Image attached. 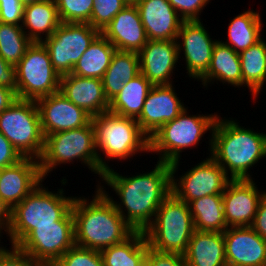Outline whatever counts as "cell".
I'll return each instance as SVG.
<instances>
[{
	"mask_svg": "<svg viewBox=\"0 0 266 266\" xmlns=\"http://www.w3.org/2000/svg\"><path fill=\"white\" fill-rule=\"evenodd\" d=\"M91 122L95 131L98 176L100 178L103 172L111 169L110 160H120L121 162L131 159L139 153L140 156L141 153H149V137L140 129L136 119L119 116L108 111L92 117ZM103 156L106 160L103 159Z\"/></svg>",
	"mask_w": 266,
	"mask_h": 266,
	"instance_id": "cell-4",
	"label": "cell"
},
{
	"mask_svg": "<svg viewBox=\"0 0 266 266\" xmlns=\"http://www.w3.org/2000/svg\"><path fill=\"white\" fill-rule=\"evenodd\" d=\"M261 20V14L253 8L243 11L228 24V40L220 41L237 53L248 49L263 38L261 32L264 24Z\"/></svg>",
	"mask_w": 266,
	"mask_h": 266,
	"instance_id": "cell-28",
	"label": "cell"
},
{
	"mask_svg": "<svg viewBox=\"0 0 266 266\" xmlns=\"http://www.w3.org/2000/svg\"><path fill=\"white\" fill-rule=\"evenodd\" d=\"M11 211L12 209L5 203V201L0 198V241H1V234H7L9 231V227L11 224ZM4 230V231H2Z\"/></svg>",
	"mask_w": 266,
	"mask_h": 266,
	"instance_id": "cell-45",
	"label": "cell"
},
{
	"mask_svg": "<svg viewBox=\"0 0 266 266\" xmlns=\"http://www.w3.org/2000/svg\"><path fill=\"white\" fill-rule=\"evenodd\" d=\"M120 51L139 52L148 38L136 5H127L100 32Z\"/></svg>",
	"mask_w": 266,
	"mask_h": 266,
	"instance_id": "cell-21",
	"label": "cell"
},
{
	"mask_svg": "<svg viewBox=\"0 0 266 266\" xmlns=\"http://www.w3.org/2000/svg\"><path fill=\"white\" fill-rule=\"evenodd\" d=\"M116 48L100 33L74 66L71 74L102 79Z\"/></svg>",
	"mask_w": 266,
	"mask_h": 266,
	"instance_id": "cell-31",
	"label": "cell"
},
{
	"mask_svg": "<svg viewBox=\"0 0 266 266\" xmlns=\"http://www.w3.org/2000/svg\"><path fill=\"white\" fill-rule=\"evenodd\" d=\"M225 118L218 115L215 121L208 141L209 155L231 180L254 179L250 170L266 158V133L247 129L236 119Z\"/></svg>",
	"mask_w": 266,
	"mask_h": 266,
	"instance_id": "cell-2",
	"label": "cell"
},
{
	"mask_svg": "<svg viewBox=\"0 0 266 266\" xmlns=\"http://www.w3.org/2000/svg\"><path fill=\"white\" fill-rule=\"evenodd\" d=\"M127 5H137L141 0H123Z\"/></svg>",
	"mask_w": 266,
	"mask_h": 266,
	"instance_id": "cell-48",
	"label": "cell"
},
{
	"mask_svg": "<svg viewBox=\"0 0 266 266\" xmlns=\"http://www.w3.org/2000/svg\"><path fill=\"white\" fill-rule=\"evenodd\" d=\"M18 99L37 100L60 90V75L51 64L49 51L40 42H32L15 66Z\"/></svg>",
	"mask_w": 266,
	"mask_h": 266,
	"instance_id": "cell-10",
	"label": "cell"
},
{
	"mask_svg": "<svg viewBox=\"0 0 266 266\" xmlns=\"http://www.w3.org/2000/svg\"><path fill=\"white\" fill-rule=\"evenodd\" d=\"M24 5L26 4H30V3H33V2H37V1H42V0H20Z\"/></svg>",
	"mask_w": 266,
	"mask_h": 266,
	"instance_id": "cell-49",
	"label": "cell"
},
{
	"mask_svg": "<svg viewBox=\"0 0 266 266\" xmlns=\"http://www.w3.org/2000/svg\"><path fill=\"white\" fill-rule=\"evenodd\" d=\"M148 243L143 231H135L122 243L100 251L104 266H136L145 256Z\"/></svg>",
	"mask_w": 266,
	"mask_h": 266,
	"instance_id": "cell-33",
	"label": "cell"
},
{
	"mask_svg": "<svg viewBox=\"0 0 266 266\" xmlns=\"http://www.w3.org/2000/svg\"><path fill=\"white\" fill-rule=\"evenodd\" d=\"M59 91L91 117L109 111L102 79L67 74L60 78Z\"/></svg>",
	"mask_w": 266,
	"mask_h": 266,
	"instance_id": "cell-22",
	"label": "cell"
},
{
	"mask_svg": "<svg viewBox=\"0 0 266 266\" xmlns=\"http://www.w3.org/2000/svg\"><path fill=\"white\" fill-rule=\"evenodd\" d=\"M74 245V216L70 210L56 225L37 226L17 247L40 266H52Z\"/></svg>",
	"mask_w": 266,
	"mask_h": 266,
	"instance_id": "cell-11",
	"label": "cell"
},
{
	"mask_svg": "<svg viewBox=\"0 0 266 266\" xmlns=\"http://www.w3.org/2000/svg\"><path fill=\"white\" fill-rule=\"evenodd\" d=\"M242 72V88L249 89L252 100H256L266 84V40L261 39L256 44L239 53Z\"/></svg>",
	"mask_w": 266,
	"mask_h": 266,
	"instance_id": "cell-29",
	"label": "cell"
},
{
	"mask_svg": "<svg viewBox=\"0 0 266 266\" xmlns=\"http://www.w3.org/2000/svg\"><path fill=\"white\" fill-rule=\"evenodd\" d=\"M23 158L9 140L0 132V169L14 165Z\"/></svg>",
	"mask_w": 266,
	"mask_h": 266,
	"instance_id": "cell-42",
	"label": "cell"
},
{
	"mask_svg": "<svg viewBox=\"0 0 266 266\" xmlns=\"http://www.w3.org/2000/svg\"><path fill=\"white\" fill-rule=\"evenodd\" d=\"M6 247L0 246V266H40L17 246L11 245L9 250Z\"/></svg>",
	"mask_w": 266,
	"mask_h": 266,
	"instance_id": "cell-39",
	"label": "cell"
},
{
	"mask_svg": "<svg viewBox=\"0 0 266 266\" xmlns=\"http://www.w3.org/2000/svg\"><path fill=\"white\" fill-rule=\"evenodd\" d=\"M204 26L201 20L183 21L176 38L178 59L182 56L181 60L186 62V73L197 81L207 72L218 41L211 38Z\"/></svg>",
	"mask_w": 266,
	"mask_h": 266,
	"instance_id": "cell-14",
	"label": "cell"
},
{
	"mask_svg": "<svg viewBox=\"0 0 266 266\" xmlns=\"http://www.w3.org/2000/svg\"><path fill=\"white\" fill-rule=\"evenodd\" d=\"M223 236L227 266H266V240L250 226L228 227Z\"/></svg>",
	"mask_w": 266,
	"mask_h": 266,
	"instance_id": "cell-19",
	"label": "cell"
},
{
	"mask_svg": "<svg viewBox=\"0 0 266 266\" xmlns=\"http://www.w3.org/2000/svg\"><path fill=\"white\" fill-rule=\"evenodd\" d=\"M184 21L201 20L200 15L211 0H168Z\"/></svg>",
	"mask_w": 266,
	"mask_h": 266,
	"instance_id": "cell-38",
	"label": "cell"
},
{
	"mask_svg": "<svg viewBox=\"0 0 266 266\" xmlns=\"http://www.w3.org/2000/svg\"><path fill=\"white\" fill-rule=\"evenodd\" d=\"M100 31L88 23H60L49 37L44 39L54 70L61 76L71 74L80 57Z\"/></svg>",
	"mask_w": 266,
	"mask_h": 266,
	"instance_id": "cell-13",
	"label": "cell"
},
{
	"mask_svg": "<svg viewBox=\"0 0 266 266\" xmlns=\"http://www.w3.org/2000/svg\"><path fill=\"white\" fill-rule=\"evenodd\" d=\"M44 136L86 126L91 116L60 91L36 100Z\"/></svg>",
	"mask_w": 266,
	"mask_h": 266,
	"instance_id": "cell-16",
	"label": "cell"
},
{
	"mask_svg": "<svg viewBox=\"0 0 266 266\" xmlns=\"http://www.w3.org/2000/svg\"><path fill=\"white\" fill-rule=\"evenodd\" d=\"M58 16L62 23H88L94 0H55Z\"/></svg>",
	"mask_w": 266,
	"mask_h": 266,
	"instance_id": "cell-35",
	"label": "cell"
},
{
	"mask_svg": "<svg viewBox=\"0 0 266 266\" xmlns=\"http://www.w3.org/2000/svg\"><path fill=\"white\" fill-rule=\"evenodd\" d=\"M43 180L39 160L24 157L16 164L1 169L0 198L12 209Z\"/></svg>",
	"mask_w": 266,
	"mask_h": 266,
	"instance_id": "cell-20",
	"label": "cell"
},
{
	"mask_svg": "<svg viewBox=\"0 0 266 266\" xmlns=\"http://www.w3.org/2000/svg\"><path fill=\"white\" fill-rule=\"evenodd\" d=\"M43 182L12 208L6 237L13 246H17L37 226L56 225L72 208L74 196H66L63 187L57 192L50 191Z\"/></svg>",
	"mask_w": 266,
	"mask_h": 266,
	"instance_id": "cell-5",
	"label": "cell"
},
{
	"mask_svg": "<svg viewBox=\"0 0 266 266\" xmlns=\"http://www.w3.org/2000/svg\"><path fill=\"white\" fill-rule=\"evenodd\" d=\"M71 211L75 245L83 248L101 251L122 243L135 232L97 186L91 201L89 197L75 196Z\"/></svg>",
	"mask_w": 266,
	"mask_h": 266,
	"instance_id": "cell-3",
	"label": "cell"
},
{
	"mask_svg": "<svg viewBox=\"0 0 266 266\" xmlns=\"http://www.w3.org/2000/svg\"><path fill=\"white\" fill-rule=\"evenodd\" d=\"M187 111L188 107L149 138V153L159 155L158 161L170 164L179 161L181 153L198 146L207 131L212 134L218 114L189 115Z\"/></svg>",
	"mask_w": 266,
	"mask_h": 266,
	"instance_id": "cell-6",
	"label": "cell"
},
{
	"mask_svg": "<svg viewBox=\"0 0 266 266\" xmlns=\"http://www.w3.org/2000/svg\"><path fill=\"white\" fill-rule=\"evenodd\" d=\"M81 161L91 172L98 175V154L92 122L77 129L56 132L45 137L44 150L39 159L42 178L61 164Z\"/></svg>",
	"mask_w": 266,
	"mask_h": 266,
	"instance_id": "cell-7",
	"label": "cell"
},
{
	"mask_svg": "<svg viewBox=\"0 0 266 266\" xmlns=\"http://www.w3.org/2000/svg\"><path fill=\"white\" fill-rule=\"evenodd\" d=\"M153 84L142 73L126 82L119 94L110 101L109 112L137 119Z\"/></svg>",
	"mask_w": 266,
	"mask_h": 266,
	"instance_id": "cell-30",
	"label": "cell"
},
{
	"mask_svg": "<svg viewBox=\"0 0 266 266\" xmlns=\"http://www.w3.org/2000/svg\"><path fill=\"white\" fill-rule=\"evenodd\" d=\"M0 85L17 93L15 66L7 63L0 56Z\"/></svg>",
	"mask_w": 266,
	"mask_h": 266,
	"instance_id": "cell-43",
	"label": "cell"
},
{
	"mask_svg": "<svg viewBox=\"0 0 266 266\" xmlns=\"http://www.w3.org/2000/svg\"><path fill=\"white\" fill-rule=\"evenodd\" d=\"M194 229L206 232H224L226 225L222 195H208L189 203Z\"/></svg>",
	"mask_w": 266,
	"mask_h": 266,
	"instance_id": "cell-32",
	"label": "cell"
},
{
	"mask_svg": "<svg viewBox=\"0 0 266 266\" xmlns=\"http://www.w3.org/2000/svg\"><path fill=\"white\" fill-rule=\"evenodd\" d=\"M143 172L134 176H124L113 168L103 172L100 181L116 192L120 202L109 196L100 181L96 185L135 231H144L152 223L158 208L172 193L170 163L157 161L154 169Z\"/></svg>",
	"mask_w": 266,
	"mask_h": 266,
	"instance_id": "cell-1",
	"label": "cell"
},
{
	"mask_svg": "<svg viewBox=\"0 0 266 266\" xmlns=\"http://www.w3.org/2000/svg\"><path fill=\"white\" fill-rule=\"evenodd\" d=\"M31 44L22 25L0 22V56L7 63L16 66Z\"/></svg>",
	"mask_w": 266,
	"mask_h": 266,
	"instance_id": "cell-34",
	"label": "cell"
},
{
	"mask_svg": "<svg viewBox=\"0 0 266 266\" xmlns=\"http://www.w3.org/2000/svg\"><path fill=\"white\" fill-rule=\"evenodd\" d=\"M17 99L16 93L10 88L0 85V113Z\"/></svg>",
	"mask_w": 266,
	"mask_h": 266,
	"instance_id": "cell-46",
	"label": "cell"
},
{
	"mask_svg": "<svg viewBox=\"0 0 266 266\" xmlns=\"http://www.w3.org/2000/svg\"><path fill=\"white\" fill-rule=\"evenodd\" d=\"M140 73L153 85L173 84V72L178 63L176 40H148L138 52Z\"/></svg>",
	"mask_w": 266,
	"mask_h": 266,
	"instance_id": "cell-18",
	"label": "cell"
},
{
	"mask_svg": "<svg viewBox=\"0 0 266 266\" xmlns=\"http://www.w3.org/2000/svg\"><path fill=\"white\" fill-rule=\"evenodd\" d=\"M253 179L230 180L222 194L226 225L251 226L261 198L266 190H259Z\"/></svg>",
	"mask_w": 266,
	"mask_h": 266,
	"instance_id": "cell-15",
	"label": "cell"
},
{
	"mask_svg": "<svg viewBox=\"0 0 266 266\" xmlns=\"http://www.w3.org/2000/svg\"><path fill=\"white\" fill-rule=\"evenodd\" d=\"M52 266H104V263L100 251L74 245Z\"/></svg>",
	"mask_w": 266,
	"mask_h": 266,
	"instance_id": "cell-36",
	"label": "cell"
},
{
	"mask_svg": "<svg viewBox=\"0 0 266 266\" xmlns=\"http://www.w3.org/2000/svg\"><path fill=\"white\" fill-rule=\"evenodd\" d=\"M261 238L266 240V193L260 200L257 213L250 226Z\"/></svg>",
	"mask_w": 266,
	"mask_h": 266,
	"instance_id": "cell-44",
	"label": "cell"
},
{
	"mask_svg": "<svg viewBox=\"0 0 266 266\" xmlns=\"http://www.w3.org/2000/svg\"><path fill=\"white\" fill-rule=\"evenodd\" d=\"M147 259L150 266H187L182 254L159 252L150 247L147 250Z\"/></svg>",
	"mask_w": 266,
	"mask_h": 266,
	"instance_id": "cell-41",
	"label": "cell"
},
{
	"mask_svg": "<svg viewBox=\"0 0 266 266\" xmlns=\"http://www.w3.org/2000/svg\"><path fill=\"white\" fill-rule=\"evenodd\" d=\"M179 164L180 160L170 164L172 193L187 204L204 196L222 195L231 180L210 155L178 177Z\"/></svg>",
	"mask_w": 266,
	"mask_h": 266,
	"instance_id": "cell-12",
	"label": "cell"
},
{
	"mask_svg": "<svg viewBox=\"0 0 266 266\" xmlns=\"http://www.w3.org/2000/svg\"><path fill=\"white\" fill-rule=\"evenodd\" d=\"M175 92L174 84L153 85L140 116L136 119L140 129L150 138L162 125L174 120L187 107Z\"/></svg>",
	"mask_w": 266,
	"mask_h": 266,
	"instance_id": "cell-17",
	"label": "cell"
},
{
	"mask_svg": "<svg viewBox=\"0 0 266 266\" xmlns=\"http://www.w3.org/2000/svg\"><path fill=\"white\" fill-rule=\"evenodd\" d=\"M189 204L171 193L143 231L148 246L159 252L184 254L194 232Z\"/></svg>",
	"mask_w": 266,
	"mask_h": 266,
	"instance_id": "cell-8",
	"label": "cell"
},
{
	"mask_svg": "<svg viewBox=\"0 0 266 266\" xmlns=\"http://www.w3.org/2000/svg\"><path fill=\"white\" fill-rule=\"evenodd\" d=\"M136 6L148 40H176L184 20L168 0H141Z\"/></svg>",
	"mask_w": 266,
	"mask_h": 266,
	"instance_id": "cell-23",
	"label": "cell"
},
{
	"mask_svg": "<svg viewBox=\"0 0 266 266\" xmlns=\"http://www.w3.org/2000/svg\"><path fill=\"white\" fill-rule=\"evenodd\" d=\"M0 132L23 157L41 158L45 136L35 100L17 98L1 112Z\"/></svg>",
	"mask_w": 266,
	"mask_h": 266,
	"instance_id": "cell-9",
	"label": "cell"
},
{
	"mask_svg": "<svg viewBox=\"0 0 266 266\" xmlns=\"http://www.w3.org/2000/svg\"><path fill=\"white\" fill-rule=\"evenodd\" d=\"M24 4L20 0H0V22L22 25Z\"/></svg>",
	"mask_w": 266,
	"mask_h": 266,
	"instance_id": "cell-40",
	"label": "cell"
},
{
	"mask_svg": "<svg viewBox=\"0 0 266 266\" xmlns=\"http://www.w3.org/2000/svg\"><path fill=\"white\" fill-rule=\"evenodd\" d=\"M136 266H150L149 260L147 259V253L146 256L136 264Z\"/></svg>",
	"mask_w": 266,
	"mask_h": 266,
	"instance_id": "cell-47",
	"label": "cell"
},
{
	"mask_svg": "<svg viewBox=\"0 0 266 266\" xmlns=\"http://www.w3.org/2000/svg\"><path fill=\"white\" fill-rule=\"evenodd\" d=\"M206 89L208 84L216 81L225 85L242 87V72L239 53L235 52L230 46L218 40L213 48L212 58L207 72L199 79Z\"/></svg>",
	"mask_w": 266,
	"mask_h": 266,
	"instance_id": "cell-25",
	"label": "cell"
},
{
	"mask_svg": "<svg viewBox=\"0 0 266 266\" xmlns=\"http://www.w3.org/2000/svg\"><path fill=\"white\" fill-rule=\"evenodd\" d=\"M60 23L55 0L24 5L22 28L32 42L42 43L54 33Z\"/></svg>",
	"mask_w": 266,
	"mask_h": 266,
	"instance_id": "cell-26",
	"label": "cell"
},
{
	"mask_svg": "<svg viewBox=\"0 0 266 266\" xmlns=\"http://www.w3.org/2000/svg\"><path fill=\"white\" fill-rule=\"evenodd\" d=\"M126 6L123 0H94L89 24L101 32Z\"/></svg>",
	"mask_w": 266,
	"mask_h": 266,
	"instance_id": "cell-37",
	"label": "cell"
},
{
	"mask_svg": "<svg viewBox=\"0 0 266 266\" xmlns=\"http://www.w3.org/2000/svg\"><path fill=\"white\" fill-rule=\"evenodd\" d=\"M183 256L187 266H227L223 233L194 230Z\"/></svg>",
	"mask_w": 266,
	"mask_h": 266,
	"instance_id": "cell-24",
	"label": "cell"
},
{
	"mask_svg": "<svg viewBox=\"0 0 266 266\" xmlns=\"http://www.w3.org/2000/svg\"><path fill=\"white\" fill-rule=\"evenodd\" d=\"M140 74L137 52L116 50L103 78L106 98L110 102L115 98L126 82Z\"/></svg>",
	"mask_w": 266,
	"mask_h": 266,
	"instance_id": "cell-27",
	"label": "cell"
}]
</instances>
